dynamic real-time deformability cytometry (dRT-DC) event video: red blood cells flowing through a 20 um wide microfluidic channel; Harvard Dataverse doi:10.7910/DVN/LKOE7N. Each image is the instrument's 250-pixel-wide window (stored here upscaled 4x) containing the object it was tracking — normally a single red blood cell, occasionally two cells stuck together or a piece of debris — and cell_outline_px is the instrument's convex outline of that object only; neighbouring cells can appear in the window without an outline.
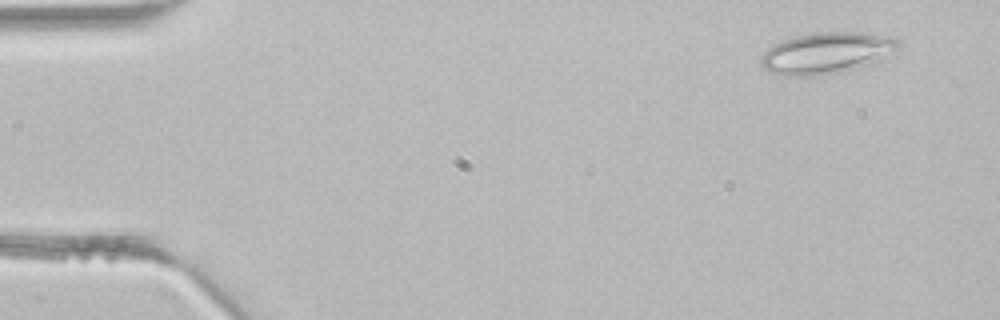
{"species": "common noctule bat (a hibernating species)", "species_latin": "Nyctalus noctula", "temperature_condition": "room temperature", "stored_images_in_passage": 3, "camera_frame_rate_fps": 3000, "um_per_image_px": 0.085, "animal": {"sex": "male", "body_mass_g": 21.5, "forearm_length_mm": 52.0}, "frame": {"image": 1, "passage_image": 1, "time_ms": 0.0, "image_size_px": [1000, 320], "cell_outline_px": [[900, 44], [896, 48], [876, 64], [816, 76], [784, 76], [772, 72], [764, 68], [760, 64], [760, 56], [768, 48], [784, 40], [796, 36], [816, 32], [860, 32], [892, 36], [900, 40]], "centroid_in_image_um": [70.28, 4.5], "position_along_channel_um": 14.7, "area_um2": 33.18}}